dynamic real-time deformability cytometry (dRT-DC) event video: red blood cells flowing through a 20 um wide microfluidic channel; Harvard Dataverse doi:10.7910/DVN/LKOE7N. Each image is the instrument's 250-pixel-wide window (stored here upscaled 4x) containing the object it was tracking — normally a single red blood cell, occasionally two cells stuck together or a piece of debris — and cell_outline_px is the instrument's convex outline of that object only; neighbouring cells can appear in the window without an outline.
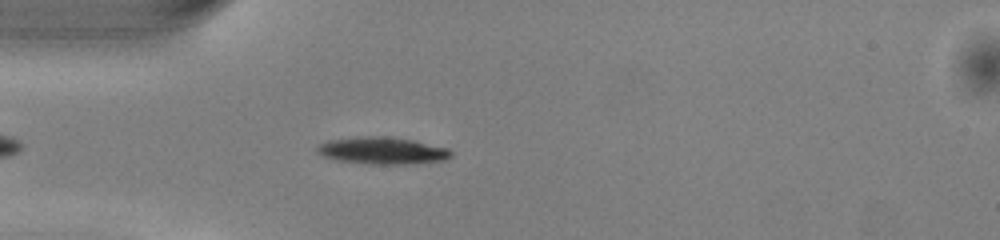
{"species": "common noctule bat (a hibernating species)", "species_latin": "Nyctalus noctula", "temperature_condition": "warm", "stored_images_in_passage": 34, "camera_frame_rate_fps": 3000, "um_per_image_px": 0.085, "animal": {"sex": "male", "body_mass_g": 13.0, "forearm_length_mm": 53.1}, "frame": {"image": 1, "passage_image": 4, "time_ms": 1.0, "image_size_px": [1000, 240], "cell_outline_px": [[452, 156], [444, 160], [424, 164], [372, 164], [340, 160], [324, 156], [316, 152], [316, 148], [320, 144], [328, 140], [364, 136], [384, 136], [412, 140], [448, 148], [452, 152]], "centroid_in_image_um": [32.55, 12.81], "position_along_channel_um": 52.4, "area_um2": 21.1}}
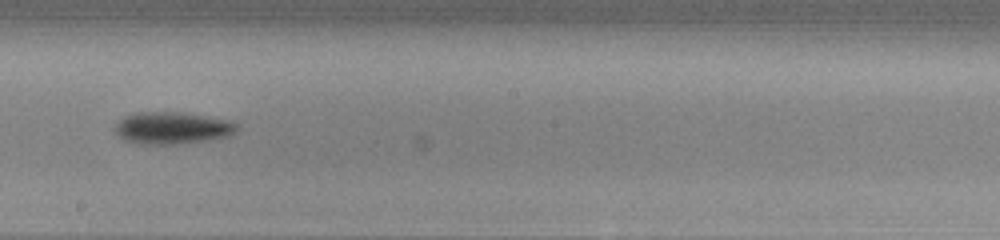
{"frame": {"image": 2, "passage_image": 18, "time_ms": 5.667, "image_size_px": [1000, 240], "cell_outline_px": [[240, 124], [236, 132], [232, 136], [208, 140], [176, 144], [136, 144], [124, 140], [116, 132], [116, 124], [120, 120], [128, 116], [140, 112], [180, 112], [228, 120]], "centroid_in_image_um": [14.7, 10.89], "position_along_channel_um": 233.5, "area_um2": 22.72}}
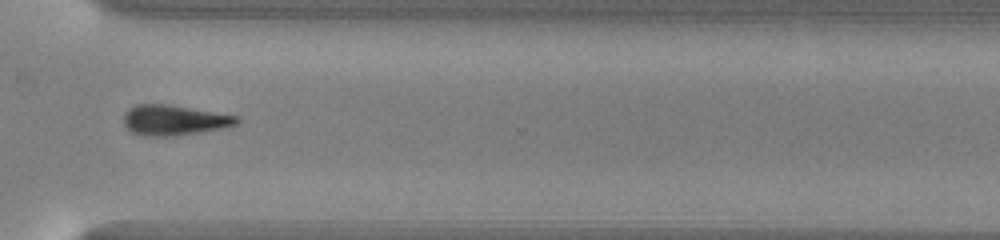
{"frame": {"image": 3, "passage_image": 27, "time_ms": 8.667, "image_size_px": [1000, 240], "cell_outline_px": [[240, 120], [236, 124], [220, 128], [200, 132], [172, 136], [144, 136], [132, 132], [124, 124], [124, 112], [128, 108], [136, 104], [168, 104], [240, 116]], "centroid_in_image_um": [14.78, 10.2], "position_along_channel_um": 355.8, "area_um2": 19.94}, "authors_computed_cell_mechanics": {"area_um2": 20.8369, "velocity_mm_per_s": 4.0648, "shape_relaxation_time_tau1_ms": 1.4481, "shape_relaxation_time_tau2_ms": null, "deformation_change_tau1": 0.1093, "deformation_change_tau2": null}}